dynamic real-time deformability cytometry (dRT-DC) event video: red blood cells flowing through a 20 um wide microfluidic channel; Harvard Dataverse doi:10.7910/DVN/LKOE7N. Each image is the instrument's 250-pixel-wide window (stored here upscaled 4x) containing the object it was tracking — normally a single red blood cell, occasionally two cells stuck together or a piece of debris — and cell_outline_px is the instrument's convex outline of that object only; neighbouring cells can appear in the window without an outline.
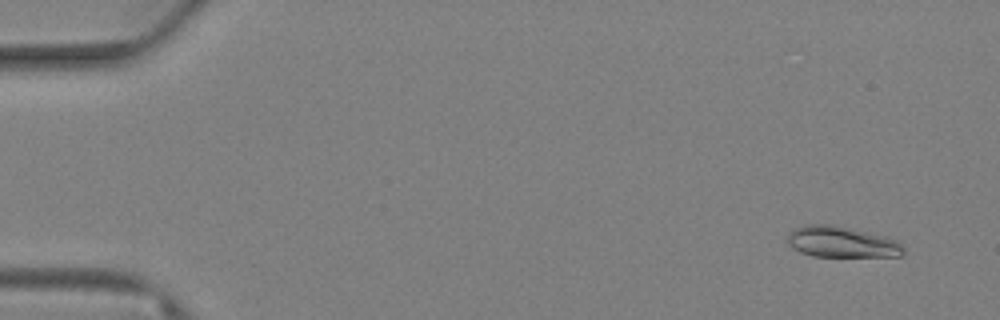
{"species": "Egyptian fruit bat (a non-hibernating species)", "species_latin": "Rousettus aegyptiacus", "temperature_condition": "warm", "stored_images_in_passage": 19, "camera_frame_rate_fps": 3000, "um_per_image_px": 0.085, "animal": {"sex": "female"}, "frame": {"image": 1, "passage_image": 6, "time_ms": 1.667, "image_size_px": [1000, 320], "cell_outline_px": [[904, 252], [900, 256], [812, 256], [800, 252], [792, 248], [788, 244], [788, 236], [796, 228], [804, 224], [832, 224], [888, 236], [900, 240], [904, 248]], "centroid_in_image_um": [71.59, 20.56], "position_along_channel_um": 13.4, "area_um2": 21.15}}